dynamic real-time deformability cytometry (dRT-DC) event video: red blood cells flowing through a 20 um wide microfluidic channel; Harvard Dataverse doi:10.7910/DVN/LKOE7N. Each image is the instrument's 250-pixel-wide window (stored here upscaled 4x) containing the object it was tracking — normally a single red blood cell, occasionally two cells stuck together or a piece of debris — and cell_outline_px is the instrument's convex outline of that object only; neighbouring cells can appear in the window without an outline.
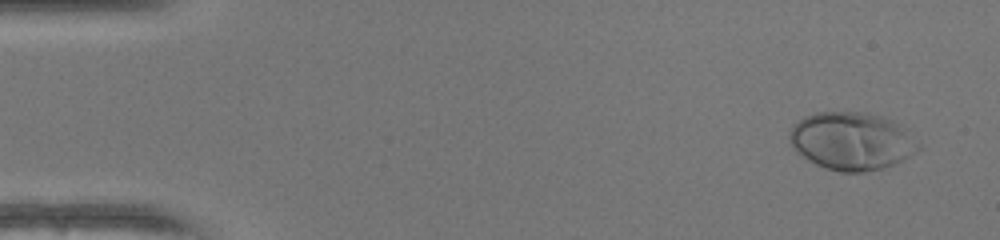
{"species": "human", "species_latin": "Homo sapiens", "temperature_condition": "warm", "stored_images_in_passage": 48, "camera_frame_rate_fps": 3000, "um_per_image_px": 0.085, "donor": {"sex": "female"}, "frame": {"image": 1, "passage_image": 1, "time_ms": 0.0, "image_size_px": [1000, 240], "cell_outline_px": [[924, 148], [896, 164], [884, 168], [860, 172], [840, 172], [824, 168], [816, 164], [796, 152], [792, 148], [788, 140], [788, 132], [804, 116], [816, 112], [860, 112], [880, 116], [892, 120], [908, 128]], "centroid_in_image_um": [72.44, 12.0], "position_along_channel_um": 12.6, "area_um2": 44.04}}
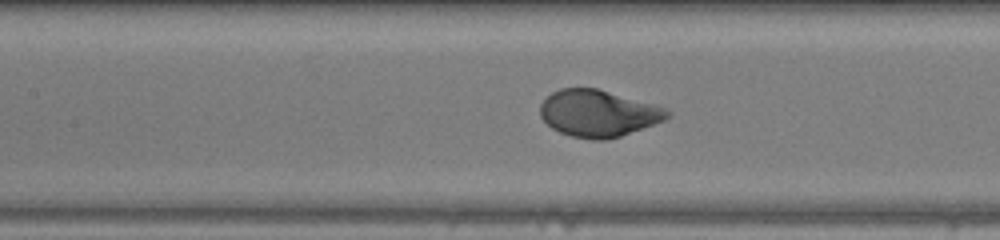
{"frame": {"image": 2, "passage_image": 21, "time_ms": 6.667, "image_size_px": [1000, 240], "cell_outline_px": [[672, 116], [664, 120], [620, 136], [608, 140], [592, 140], [572, 136], [560, 132], [552, 128], [540, 116], [540, 104], [552, 92], [560, 88], [596, 88], [652, 104], [664, 108], [672, 112]], "centroid_in_image_um": [50.83, 9.64], "position_along_channel_um": 156.6, "area_um2": 34.33}}
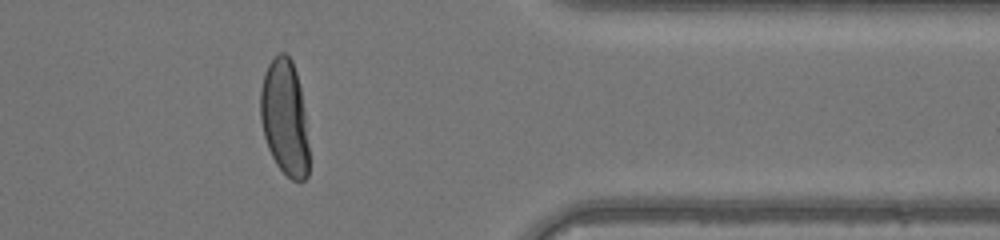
{"frame": {"image": 3, "passage_image": 39, "time_ms": 12.667, "image_size_px": [1000, 240], "cell_outline_px": [[308, 176], [304, 180], [292, 180], [276, 164], [268, 148], [264, 136], [260, 120], [260, 88], [264, 72], [268, 64], [280, 52], [284, 52], [292, 60], [296, 72], [300, 88], [304, 112], [308, 144]], "centroid_in_image_um": [24.17, 9.99], "position_along_channel_um": 387.2, "area_um2": 32.6}, "authors_computed_cell_mechanics": {"area_um2": 35.0557, "velocity_mm_per_s": 4.1382, "shape_relaxation_time_tau1_ms": 2.4364, "shape_relaxation_time_tau2_ms": null, "deformation_change_tau1": 0.2145, "deformation_change_tau2": null}}